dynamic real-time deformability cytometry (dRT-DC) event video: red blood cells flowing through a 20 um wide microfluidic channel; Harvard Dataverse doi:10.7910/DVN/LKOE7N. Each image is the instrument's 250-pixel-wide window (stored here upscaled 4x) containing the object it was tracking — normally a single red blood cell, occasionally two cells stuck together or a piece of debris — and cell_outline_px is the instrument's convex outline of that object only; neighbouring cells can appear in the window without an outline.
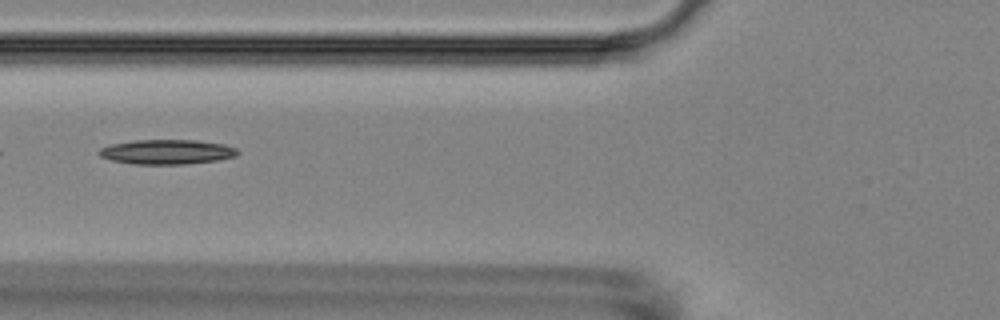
{"species": "Egyptian fruit bat (a non-hibernating species)", "species_latin": "Rousettus aegyptiacus", "temperature_condition": "room temperature", "stored_images_in_passage": 15, "camera_frame_rate_fps": 3000, "um_per_image_px": 0.085, "animal": {"sex": "female"}, "frame": {"image": 1, "passage_image": 5, "time_ms": 5.667, "image_size_px": [1000, 320], "cell_outline_px": [[240, 152], [236, 156], [220, 160], [184, 164], [132, 164], [112, 160], [100, 156], [100, 148], [112, 144], [136, 140], [196, 140], [224, 144], [236, 148]], "centroid_in_image_um": [14.24, 12.91], "position_along_channel_um": 111.6, "area_um2": 19.88}}
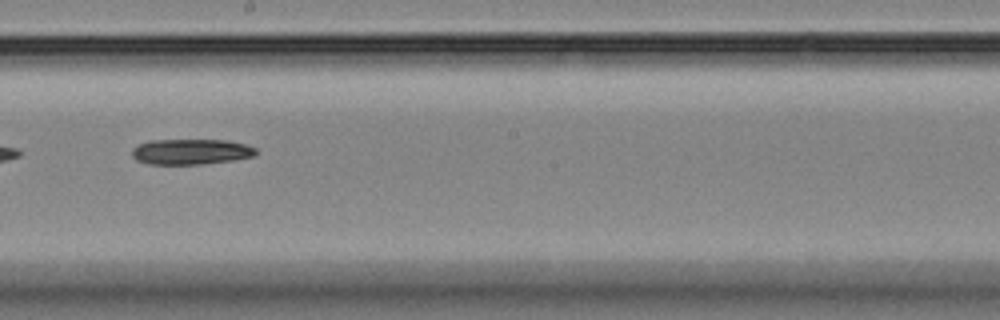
{"frame": {"image": 2, "passage_image": 8, "time_ms": 9.0, "image_size_px": [1000, 320], "cell_outline_px": [[256, 156], [232, 160], [204, 164], [148, 164], [136, 160], [132, 156], [132, 148], [148, 140], [228, 140], [244, 144], [256, 148]], "centroid_in_image_um": [16.22, 12.89], "position_along_channel_um": 232.0, "area_um2": 18.5}}
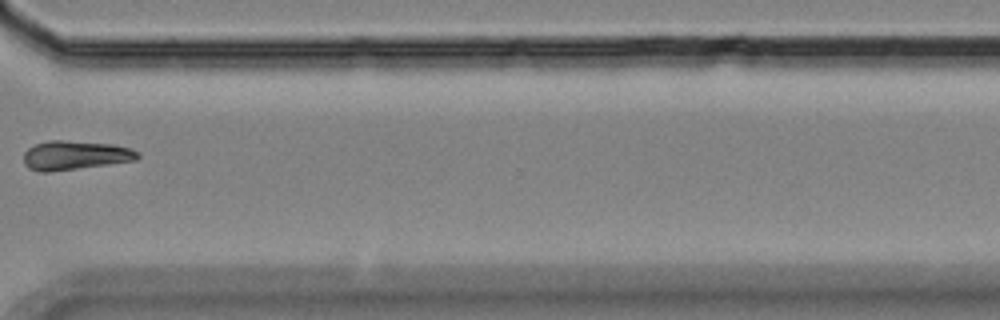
{"frame": {"image": 3, "passage_image": 11, "time_ms": 12.667, "image_size_px": [1000, 320], "cell_outline_px": [[140, 156], [136, 160], [108, 164], [48, 172], [40, 172], [28, 168], [24, 164], [24, 152], [28, 148], [36, 144], [48, 140], [64, 140], [112, 144], [132, 148], [140, 152]], "centroid_in_image_um": [6.39, 13.19], "position_along_channel_um": 364.2, "area_um2": 19.36}}